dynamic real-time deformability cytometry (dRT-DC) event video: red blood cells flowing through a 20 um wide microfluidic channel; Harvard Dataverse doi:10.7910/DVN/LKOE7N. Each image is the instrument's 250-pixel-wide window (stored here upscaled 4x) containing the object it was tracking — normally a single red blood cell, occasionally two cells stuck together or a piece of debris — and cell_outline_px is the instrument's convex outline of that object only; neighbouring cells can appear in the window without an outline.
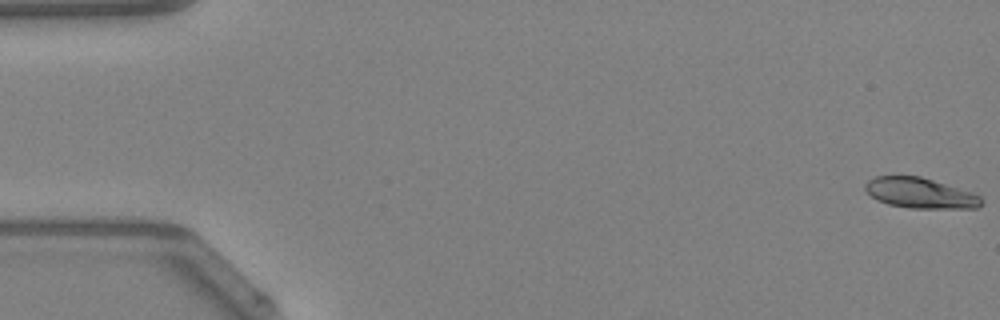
{"species": "Egyptian fruit bat (a non-hibernating species)", "species_latin": "Rousettus aegyptiacus", "temperature_condition": "warm", "stored_images_in_passage": 49, "camera_frame_rate_fps": 3000, "um_per_image_px": 0.085, "animal": {"sex": "female"}, "frame": {"image": 1, "passage_image": 1, "time_ms": 0.0, "image_size_px": [1000, 320], "cell_outline_px": [[984, 204], [976, 208], [908, 208], [888, 204], [876, 200], [864, 188], [864, 184], [868, 180], [876, 176], [920, 176], [972, 192], [980, 196], [984, 200]], "centroid_in_image_um": [78.23, 16.42], "position_along_channel_um": 6.8, "area_um2": 20.63}}
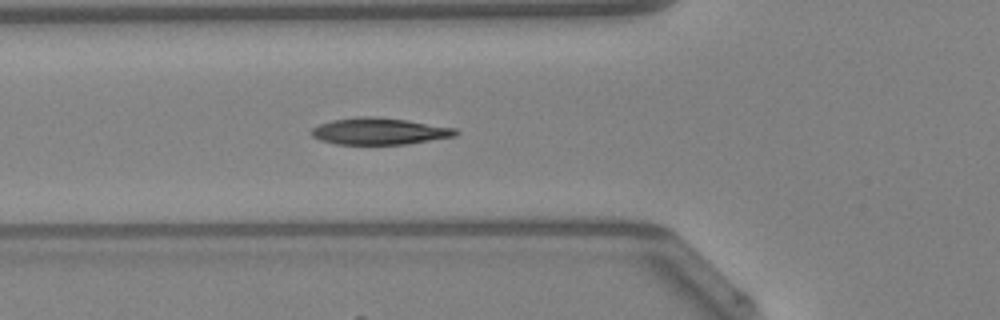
{"frame": {"image": 2, "passage_image": 18, "time_ms": 5.667, "image_size_px": [1000, 320], "cell_outline_px": [[460, 132], [456, 136], [404, 144], [336, 144], [320, 140], [312, 136], [308, 132], [312, 128], [320, 124], [332, 120], [356, 116], [372, 116], [404, 120], [456, 128]], "centroid_in_image_um": [32.2, 11.15], "position_along_channel_um": 93.6, "area_um2": 22.37}}
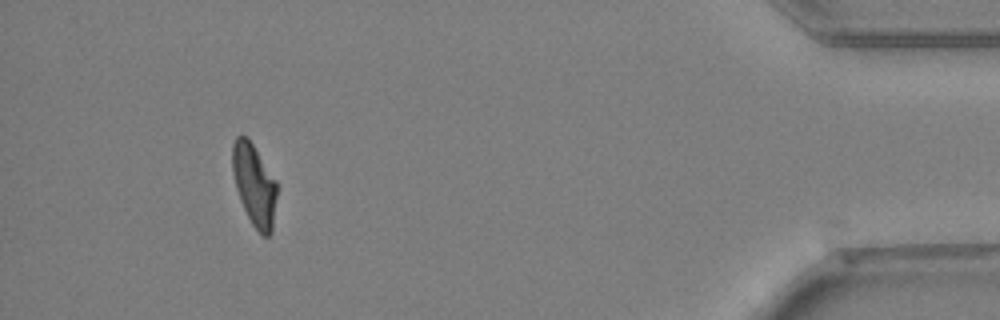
{"frame": {"image": 3, "passage_image": 45, "time_ms": 14.667, "image_size_px": [1000, 320], "cell_outline_px": [[276, 196], [272, 232], [268, 236], [264, 236], [252, 224], [240, 200], [236, 188], [232, 172], [232, 144], [236, 136], [248, 136], [276, 180]], "centroid_in_image_um": [21.6, 15.67], "position_along_channel_um": 413.6, "area_um2": 21.1}, "authors_computed_cell_mechanics": {"area_um2": 21.8484, "velocity_mm_per_s": 4.2827, "shape_relaxation_time_tau1_ms": 5.2128, "shape_relaxation_time_tau2_ms": 1.6584, "deformation_change_tau1": 0.1809, "deformation_change_tau2": 0.0649}}